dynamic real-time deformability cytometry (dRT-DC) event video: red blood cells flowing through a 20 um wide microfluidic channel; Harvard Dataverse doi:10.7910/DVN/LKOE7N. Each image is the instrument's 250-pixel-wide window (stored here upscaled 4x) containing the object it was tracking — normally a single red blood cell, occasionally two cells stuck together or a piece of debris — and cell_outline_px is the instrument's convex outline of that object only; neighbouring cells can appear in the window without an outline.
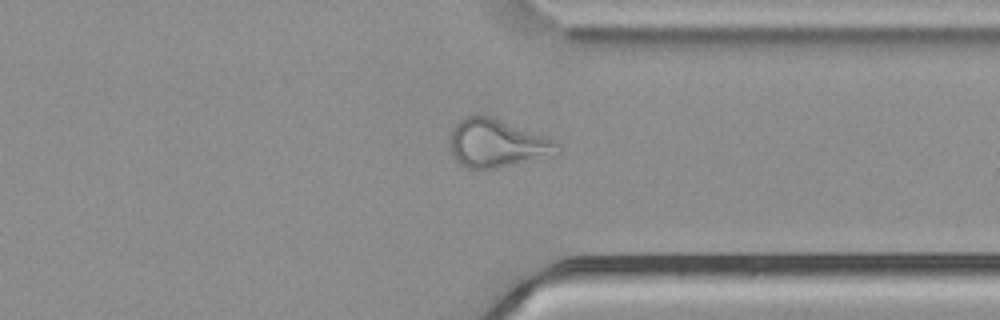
{"species": "common noctule bat (a hibernating species)", "species_latin": "Nyctalus noctula", "temperature_condition": "cold", "stored_images_in_passage": 41, "camera_frame_rate_fps": 3000, "um_per_image_px": 0.085, "animal": {"sex": "male", "body_mass_g": 21.5, "forearm_length_mm": 52.0}, "frame": {"image": 1, "passage_image": 29, "time_ms": 9.333, "image_size_px": [1000, 320], "cell_outline_px": [[560, 156], [496, 168], [468, 168], [460, 164], [456, 160], [448, 148], [448, 140], [452, 128], [464, 116], [492, 116], [556, 140], [560, 144]], "centroid_in_image_um": [42.29, 12.2], "position_along_channel_um": 369.1, "area_um2": 30.87}}
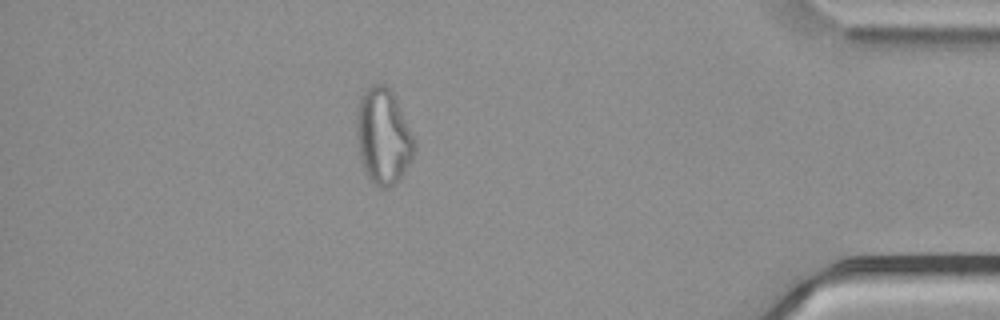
{"frame": {"image": 2, "passage_image": 35, "time_ms": 11.333, "image_size_px": [1000, 320], "cell_outline_px": [[416, 148], [412, 160], [400, 180], [388, 188], [380, 188], [372, 184], [360, 160], [356, 128], [356, 112], [360, 96], [372, 84], [384, 84], [392, 92], [416, 140]], "centroid_in_image_um": [32.58, 11.62], "position_along_channel_um": 402.6, "area_um2": 32.54}}